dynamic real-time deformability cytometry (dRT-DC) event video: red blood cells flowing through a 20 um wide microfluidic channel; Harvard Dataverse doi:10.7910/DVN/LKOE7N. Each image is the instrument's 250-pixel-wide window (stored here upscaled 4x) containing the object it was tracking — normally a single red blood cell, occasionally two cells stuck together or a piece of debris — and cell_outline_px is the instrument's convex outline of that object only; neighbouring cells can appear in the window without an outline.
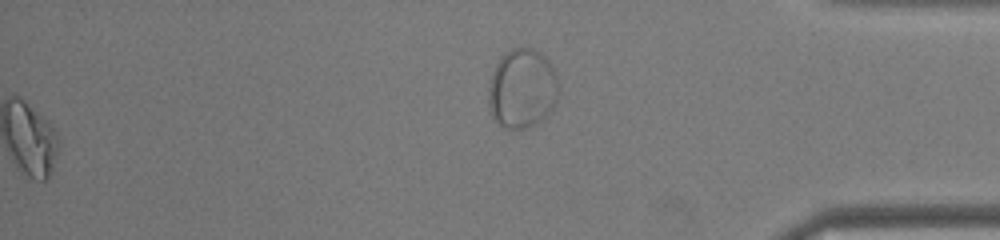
{"species": "common noctule bat (a hibernating species)", "species_latin": "Nyctalus noctula", "temperature_condition": "warm", "stored_images_in_passage": 49, "segment_of_instrument_passage": [2, 2], "camera_frame_rate_fps": 3000, "um_per_image_px": 0.085, "animal": {"sex": "male", "body_mass_g": 19.0, "forearm_length_mm": 50.8}, "frame": {"image": 1, "passage_image": 49, "time_ms": 16.0, "image_size_px": [1000, 240], "cell_outline_px": [[560, 88], [556, 104], [552, 112], [536, 124], [528, 128], [504, 128], [492, 116], [488, 104], [488, 88], [492, 72], [500, 56], [504, 52], [512, 48], [532, 48], [540, 52], [552, 64]], "centroid_in_image_um": [44.4, 7.53], "position_along_channel_um": 390.8, "area_um2": 33.06}}